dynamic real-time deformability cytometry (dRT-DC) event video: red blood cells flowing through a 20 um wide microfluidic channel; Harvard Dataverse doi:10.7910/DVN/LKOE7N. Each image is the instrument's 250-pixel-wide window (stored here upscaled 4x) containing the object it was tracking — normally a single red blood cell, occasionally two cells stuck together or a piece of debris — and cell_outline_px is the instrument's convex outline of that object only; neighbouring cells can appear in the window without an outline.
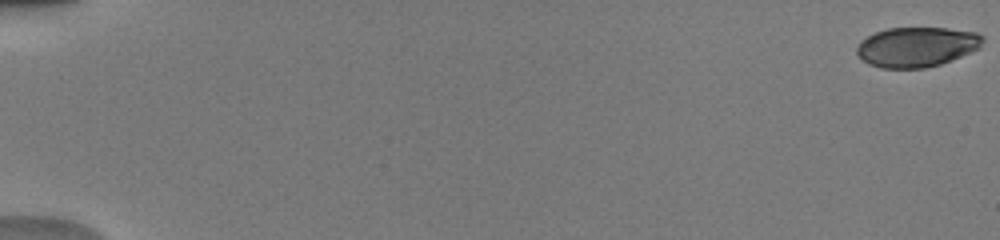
{"species": "human", "species_latin": "Homo sapiens", "temperature_condition": "warm", "stored_images_in_passage": 53, "camera_frame_rate_fps": 3000, "um_per_image_px": 0.085, "donor": {"sex": "male"}, "frame": {"image": 1, "passage_image": 1, "time_ms": 0.0, "image_size_px": [1000, 240], "cell_outline_px": [[984, 40], [980, 48], [940, 64], [924, 68], [880, 68], [868, 64], [856, 52], [856, 48], [860, 40], [876, 32], [888, 28], [948, 28], [976, 32], [984, 36]], "centroid_in_image_um": [77.92, 3.98], "position_along_channel_um": 7.1, "area_um2": 29.25}}
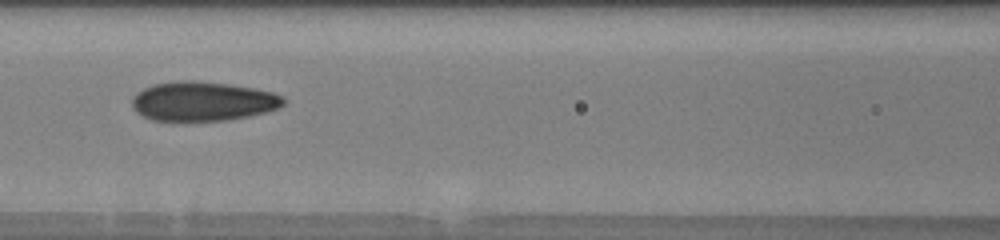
{"frame": {"image": 2, "passage_image": 26, "time_ms": 8.333, "image_size_px": [1000, 240], "cell_outline_px": [[288, 100], [280, 108], [248, 116], [228, 120], [152, 120], [140, 116], [132, 108], [132, 96], [136, 92], [152, 84], [180, 80], [196, 80], [228, 84], [256, 88], [272, 92], [284, 96]], "centroid_in_image_um": [17.24, 8.6], "position_along_channel_um": 149.4, "area_um2": 35.08}}
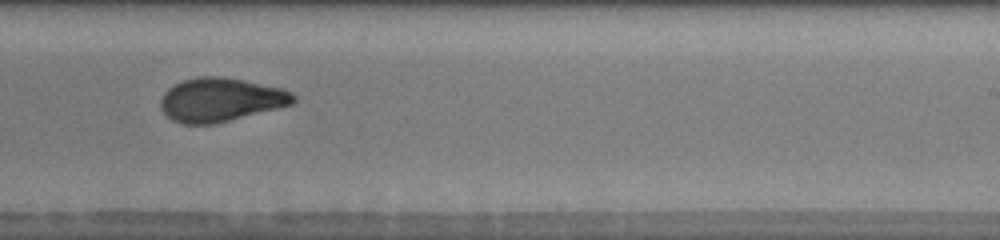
{"frame": {"image": 3, "passage_image": 35, "time_ms": 11.333, "image_size_px": [1000, 240], "cell_outline_px": [[296, 100], [292, 104], [216, 124], [184, 124], [172, 120], [160, 108], [160, 100], [164, 92], [168, 88], [184, 80], [200, 76], [220, 76], [244, 80], [280, 88], [292, 92], [296, 96]], "centroid_in_image_um": [18.74, 8.48], "position_along_channel_um": 270.3, "area_um2": 33.7}, "authors_computed_cell_mechanics": {"area_um2": 32.5992, "velocity_mm_per_s": 4.047, "shape_relaxation_time_tau1_ms": 6.7829, "shape_relaxation_time_tau2_ms": 1.2675, "deformation_change_tau1": 0.1976, "deformation_change_tau2": 0.0689}}